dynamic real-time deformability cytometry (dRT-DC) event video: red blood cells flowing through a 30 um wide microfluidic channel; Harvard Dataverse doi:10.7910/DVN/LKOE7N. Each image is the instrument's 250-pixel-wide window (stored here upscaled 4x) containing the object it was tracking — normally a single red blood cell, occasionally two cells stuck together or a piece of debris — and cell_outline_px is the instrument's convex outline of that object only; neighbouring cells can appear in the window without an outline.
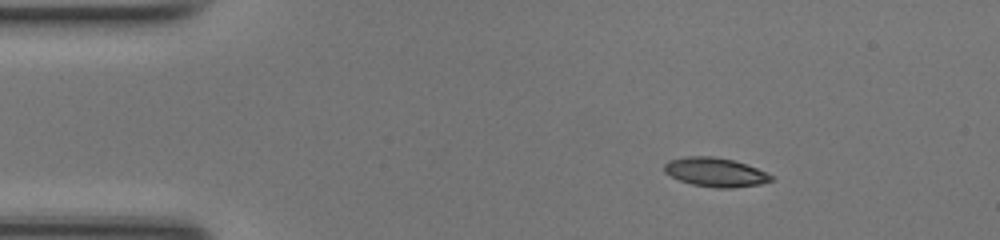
{"species": "common noctule bat (a hibernating species)", "species_latin": "Nyctalus noctula", "temperature_condition": "room temperature", "stored_images_in_passage": 42, "camera_frame_rate_fps": 3000, "um_per_image_px": 0.085, "animal": {"sex": "female", "body_mass_g": 17.0, "forearm_length_mm": 48.0}, "frame": {"image": 1, "passage_image": 1, "time_ms": 0.0, "image_size_px": [1000, 240], "cell_outline_px": [[776, 180], [760, 184], [732, 188], [716, 188], [692, 184], [680, 180], [664, 172], [664, 164], [668, 160], [688, 156], [712, 156], [732, 160], [756, 168], [776, 176]], "centroid_in_image_um": [60.84, 14.64], "position_along_channel_um": 24.2, "area_um2": 18.09}}
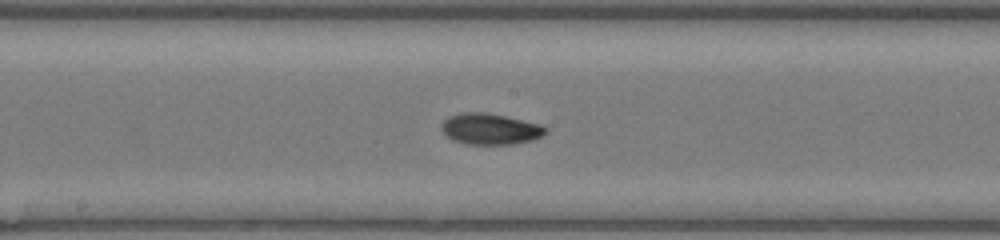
{"frame": {"image": 2, "passage_image": 19, "time_ms": 6.0, "image_size_px": [1000, 240], "cell_outline_px": [[548, 132], [544, 136], [532, 140], [512, 144], [464, 144], [452, 140], [440, 128], [444, 120], [448, 116], [460, 112], [488, 112], [540, 124], [548, 128]], "centroid_in_image_um": [41.68, 10.95], "position_along_channel_um": 206.5, "area_um2": 19.07}}
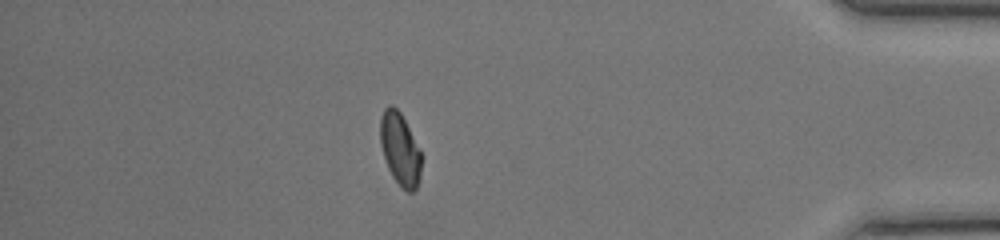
{"frame": {"image": 3, "passage_image": 36, "time_ms": 11.667, "image_size_px": [1000, 240], "cell_outline_px": [[424, 156], [420, 176], [416, 188], [412, 192], [408, 192], [392, 176], [388, 168], [380, 144], [380, 116], [384, 108], [388, 104], [392, 104], [400, 112], [420, 148]], "centroid_in_image_um": [34.02, 12.64], "position_along_channel_um": 401.2, "area_um2": 17.63}, "authors_computed_cell_mechanics": {"area_um2": 18.0914, "velocity_mm_per_s": 4.2312, "shape_relaxation_time_tau1_ms": 3.7759, "shape_relaxation_time_tau2_ms": 3.95, "deformation_change_tau1": 0.1587, "deformation_change_tau2": 0.0879}}